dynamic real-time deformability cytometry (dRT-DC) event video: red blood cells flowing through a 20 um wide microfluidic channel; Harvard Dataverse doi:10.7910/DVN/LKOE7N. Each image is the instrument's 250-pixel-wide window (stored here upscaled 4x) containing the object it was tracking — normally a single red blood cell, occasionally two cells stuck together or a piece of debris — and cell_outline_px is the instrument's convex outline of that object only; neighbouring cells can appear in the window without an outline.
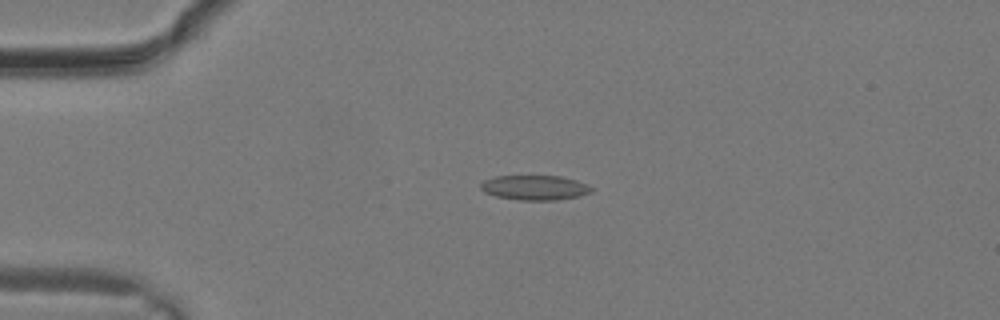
{"species": "common noctule bat (a hibernating species)", "species_latin": "Nyctalus noctula", "temperature_condition": "warm", "stored_images_in_passage": 5, "camera_frame_rate_fps": 3000, "um_per_image_px": 0.085, "animal": {"sex": "male", "body_mass_g": 19.2, "forearm_length_mm": 51.8}, "frame": {"image": 1, "passage_image": 1, "time_ms": 0.0, "image_size_px": [1000, 320], "cell_outline_px": [[592, 192], [580, 196], [556, 200], [520, 200], [496, 196], [484, 192], [480, 188], [480, 184], [484, 180], [496, 176], [560, 176], [576, 180], [588, 184], [592, 188]], "centroid_in_image_um": [45.46, 15.95], "position_along_channel_um": 39.5, "area_um2": 16.01}}
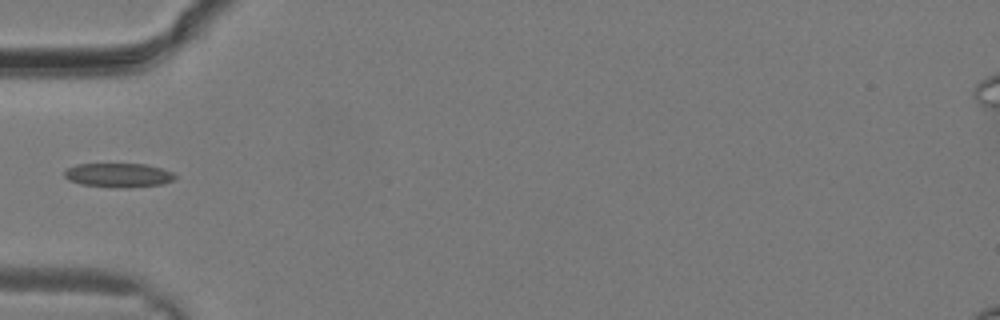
{"frame": {"image": 2, "passage_image": 4, "time_ms": 1.0, "image_size_px": [1000, 320], "cell_outline_px": [[176, 180], [164, 184], [128, 188], [120, 188], [80, 184], [68, 180], [64, 176], [64, 172], [68, 168], [76, 164], [148, 164], [172, 172], [176, 176]], "centroid_in_image_um": [10.1, 14.9], "position_along_channel_um": 74.9, "area_um2": 15.72}}